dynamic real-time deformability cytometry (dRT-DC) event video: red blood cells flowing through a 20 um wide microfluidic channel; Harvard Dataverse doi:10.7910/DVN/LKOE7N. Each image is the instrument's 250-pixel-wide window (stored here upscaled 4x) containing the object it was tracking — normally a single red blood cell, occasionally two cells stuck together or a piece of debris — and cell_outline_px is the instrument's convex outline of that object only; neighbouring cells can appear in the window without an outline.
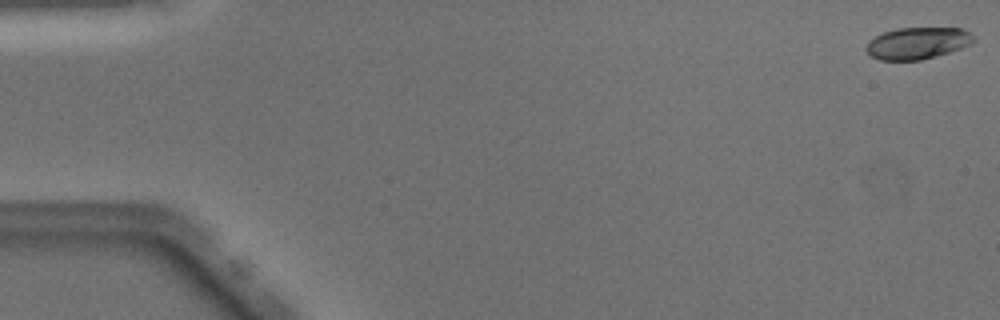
{"species": "Egyptian fruit bat (a non-hibernating species)", "species_latin": "Rousettus aegyptiacus", "temperature_condition": "warm", "stored_images_in_passage": 10, "camera_frame_rate_fps": 3000, "um_per_image_px": 0.085, "animal": {"sex": "male"}, "frame": {"image": 1, "passage_image": 1, "time_ms": 0.0, "image_size_px": [1000, 320], "cell_outline_px": [[976, 40], [972, 44], [936, 56], [920, 60], [880, 60], [872, 56], [864, 48], [868, 40], [884, 32], [896, 28], [960, 28], [968, 32]], "centroid_in_image_um": [77.96, 3.67], "position_along_channel_um": 7.0, "area_um2": 19.83}}